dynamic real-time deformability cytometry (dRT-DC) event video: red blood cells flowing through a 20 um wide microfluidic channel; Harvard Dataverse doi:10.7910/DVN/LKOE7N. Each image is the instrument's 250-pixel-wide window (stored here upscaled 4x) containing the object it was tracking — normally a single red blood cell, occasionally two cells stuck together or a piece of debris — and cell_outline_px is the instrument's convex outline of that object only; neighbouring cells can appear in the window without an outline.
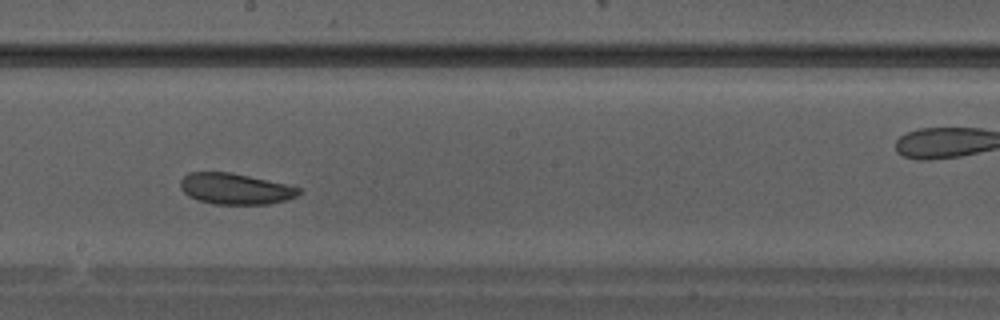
{"species": "Egyptian fruit bat (a non-hibernating species)", "species_latin": "Rousettus aegyptiacus", "temperature_condition": "warm", "stored_images_in_passage": 29, "camera_frame_rate_fps": 3000, "um_per_image_px": 0.085, "animal": {"sex": "male"}, "frame": {"image": 1, "passage_image": 13, "time_ms": 4.0, "image_size_px": [1000, 320], "cell_outline_px": [[300, 192], [296, 196], [284, 200], [268, 204], [212, 204], [188, 196], [180, 188], [180, 180], [188, 172], [228, 172], [248, 176], [284, 184], [300, 188]], "centroid_in_image_um": [19.94, 16.05], "position_along_channel_um": 228.3, "area_um2": 21.1}}